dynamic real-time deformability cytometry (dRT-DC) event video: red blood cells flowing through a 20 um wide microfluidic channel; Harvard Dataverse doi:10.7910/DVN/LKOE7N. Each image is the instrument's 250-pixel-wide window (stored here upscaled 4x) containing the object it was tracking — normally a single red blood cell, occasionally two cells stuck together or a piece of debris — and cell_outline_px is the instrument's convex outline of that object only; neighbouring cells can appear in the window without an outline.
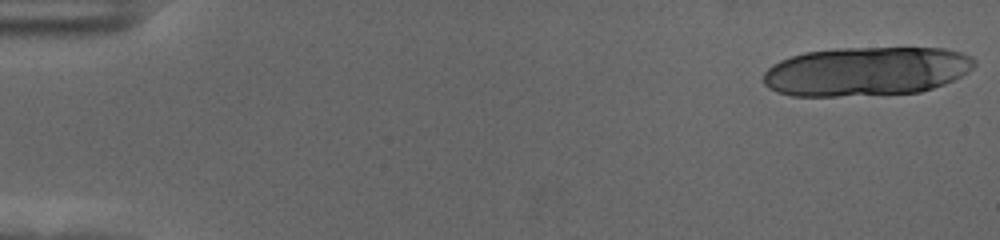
{"species": "human", "species_latin": "Homo sapiens", "temperature_condition": "cold", "stored_images_in_passage": 20, "camera_frame_rate_fps": 3000, "um_per_image_px": 0.085, "donor": {"sex": "female"}, "frame": {"image": 1, "passage_image": 1, "time_ms": 0.0, "image_size_px": [1000, 240], "cell_outline_px": [[976, 64], [968, 72], [944, 84], [920, 92], [836, 96], [792, 96], [776, 92], [768, 88], [764, 84], [764, 72], [772, 64], [780, 60], [804, 52], [836, 48], [944, 48], [960, 52], [972, 56], [976, 60]], "centroid_in_image_um": [73.62, 6.06], "position_along_channel_um": 11.4, "area_um2": 60.46}}